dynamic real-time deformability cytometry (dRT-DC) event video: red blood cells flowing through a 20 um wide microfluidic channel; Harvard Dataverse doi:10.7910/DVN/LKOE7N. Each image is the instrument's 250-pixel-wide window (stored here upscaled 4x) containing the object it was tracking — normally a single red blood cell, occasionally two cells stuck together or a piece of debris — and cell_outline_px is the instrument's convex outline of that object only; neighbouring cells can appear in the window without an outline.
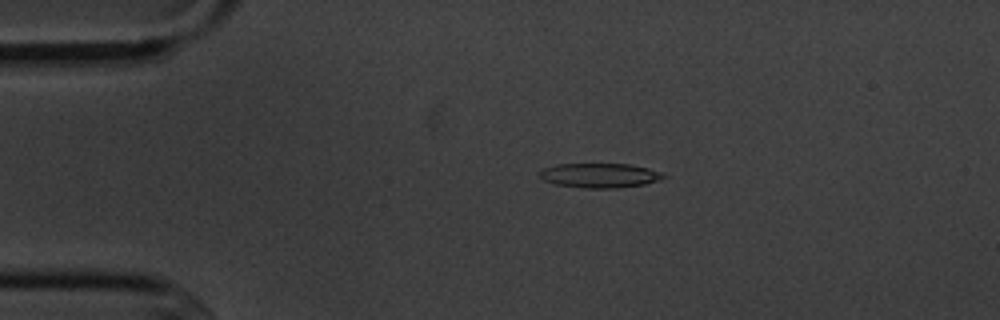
{"species": "common noctule bat (a hibernating species)", "species_latin": "Nyctalus noctula", "temperature_condition": "cold", "stored_images_in_passage": 3, "camera_frame_rate_fps": 3000, "um_per_image_px": 0.085, "animal": {"sex": "male", "body_mass_g": 20.1, "forearm_length_mm": 53.5}, "frame": {"image": 1, "passage_image": 1, "time_ms": 0.0, "image_size_px": [1000, 320], "cell_outline_px": [[664, 176], [656, 180], [644, 184], [620, 188], [584, 188], [556, 184], [544, 180], [536, 172], [544, 168], [556, 164], [628, 164], [648, 168], [664, 172]], "centroid_in_image_um": [50.94, 14.91], "position_along_channel_um": 34.1, "area_um2": 17.63}}